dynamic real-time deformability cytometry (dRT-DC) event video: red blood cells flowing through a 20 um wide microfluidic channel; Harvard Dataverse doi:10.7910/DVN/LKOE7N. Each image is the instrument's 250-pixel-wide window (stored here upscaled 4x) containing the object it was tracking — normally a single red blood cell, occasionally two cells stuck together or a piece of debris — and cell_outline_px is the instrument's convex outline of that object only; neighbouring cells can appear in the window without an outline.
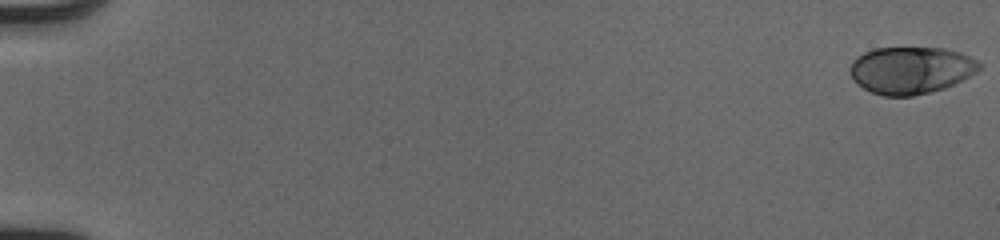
{"species": "human", "species_latin": "Homo sapiens", "temperature_condition": "cold", "stored_images_in_passage": 53, "camera_frame_rate_fps": 3000, "um_per_image_px": 0.085, "donor": {"sex": "male"}, "frame": {"image": 1, "passage_image": 1, "time_ms": 0.0, "image_size_px": [1000, 240], "cell_outline_px": [[980, 68], [976, 72], [944, 88], [912, 96], [884, 96], [872, 92], [856, 84], [848, 72], [848, 68], [852, 60], [856, 56], [864, 52], [876, 48], [944, 48], [960, 52], [980, 60]], "centroid_in_image_um": [77.38, 5.95], "position_along_channel_um": 7.6, "area_um2": 35.6}}
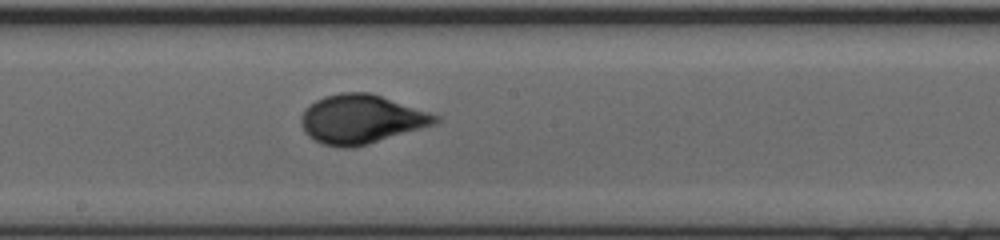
{"frame": {"image": 2, "passage_image": 31, "time_ms": 10.0, "image_size_px": [1000, 240], "cell_outline_px": [[440, 120], [436, 124], [368, 144], [352, 148], [340, 148], [324, 144], [308, 136], [304, 132], [300, 124], [300, 116], [304, 108], [308, 104], [324, 96], [340, 92], [372, 92], [440, 116]], "centroid_in_image_um": [30.67, 10.12], "position_along_channel_um": 217.5, "area_um2": 38.61}}
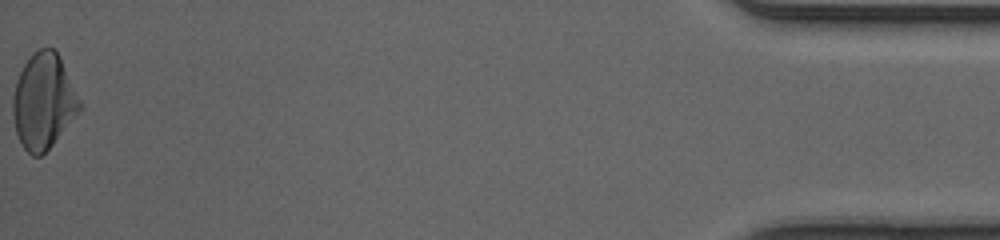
{"frame": {"image": 3, "passage_image": 53, "time_ms": 17.333, "image_size_px": [1000, 240], "cell_outline_px": [[80, 108], [52, 144], [40, 156], [32, 156], [24, 148], [16, 132], [12, 112], [12, 96], [16, 80], [24, 64], [32, 52], [40, 48], [52, 48], [60, 56], [80, 100]], "centroid_in_image_um": [3.65, 8.57], "position_along_channel_um": 431.5, "area_um2": 36.53}, "authors_computed_cell_mechanics": {"area_um2": 36.0672, "velocity_mm_per_s": 4.1, "shape_relaxation_time_tau1_ms": 4.7473, "shape_relaxation_time_tau2_ms": null, "deformation_change_tau1": 0.2146, "deformation_change_tau2": null}}